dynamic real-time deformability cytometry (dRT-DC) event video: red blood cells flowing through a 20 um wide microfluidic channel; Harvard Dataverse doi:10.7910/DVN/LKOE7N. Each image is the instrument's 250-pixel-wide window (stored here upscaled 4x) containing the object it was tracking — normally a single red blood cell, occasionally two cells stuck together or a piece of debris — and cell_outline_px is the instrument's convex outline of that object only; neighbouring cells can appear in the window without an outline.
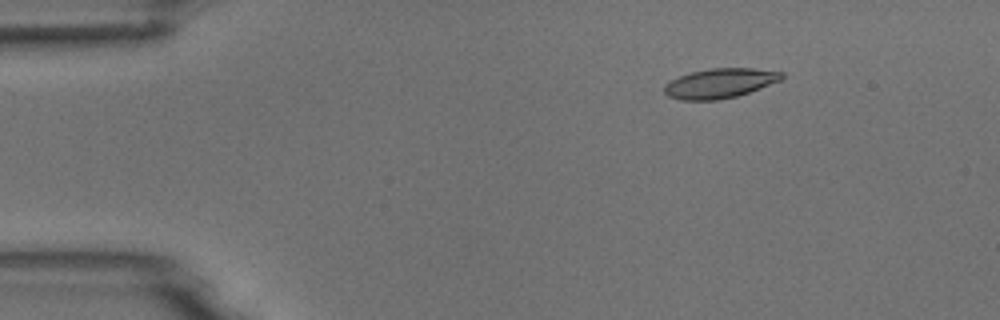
{"species": "common noctule bat (a hibernating species)", "species_latin": "Nyctalus noctula", "temperature_condition": "room temperature", "stored_images_in_passage": 3, "camera_frame_rate_fps": 3000, "um_per_image_px": 0.085, "animal": {"sex": "male", "body_mass_g": 18.8}, "frame": {"image": 1, "passage_image": 1, "time_ms": 0.0, "image_size_px": [1000, 320], "cell_outline_px": [[784, 76], [780, 80], [760, 88], [736, 96], [716, 100], [680, 100], [668, 96], [664, 92], [664, 84], [680, 76], [692, 72], [708, 68], [752, 68], [784, 72]], "centroid_in_image_um": [61.17, 7.07], "position_along_channel_um": 23.8, "area_um2": 20.17}}